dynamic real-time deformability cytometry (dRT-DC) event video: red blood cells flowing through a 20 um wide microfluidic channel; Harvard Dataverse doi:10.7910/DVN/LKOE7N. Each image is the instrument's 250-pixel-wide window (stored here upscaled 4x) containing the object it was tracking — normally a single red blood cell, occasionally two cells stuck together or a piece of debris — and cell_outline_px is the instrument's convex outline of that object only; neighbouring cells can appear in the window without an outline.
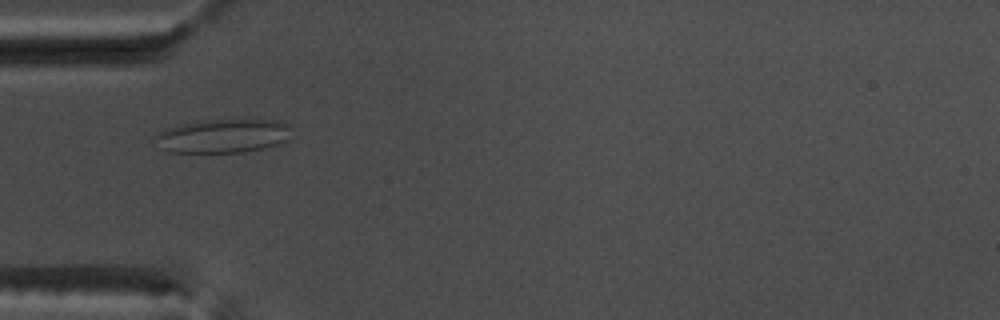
{"species": "common noctule bat (a hibernating species)", "species_latin": "Nyctalus noctula", "temperature_condition": "warm", "stored_images_in_passage": 39, "camera_frame_rate_fps": 3000, "um_per_image_px": 0.085, "animal": {"sex": "male", "body_mass_g": 17.5, "forearm_length_mm": 52.3}, "frame": {"image": 1, "passage_image": 2, "time_ms": 0.333, "image_size_px": [1000, 320], "cell_outline_px": [[288, 140], [264, 148], [240, 152], [168, 152], [160, 148], [156, 136], [164, 128], [184, 124], [208, 120], [276, 120], [288, 124]], "centroid_in_image_um": [18.94, 11.56], "position_along_channel_um": 66.1, "area_um2": 26.3}}
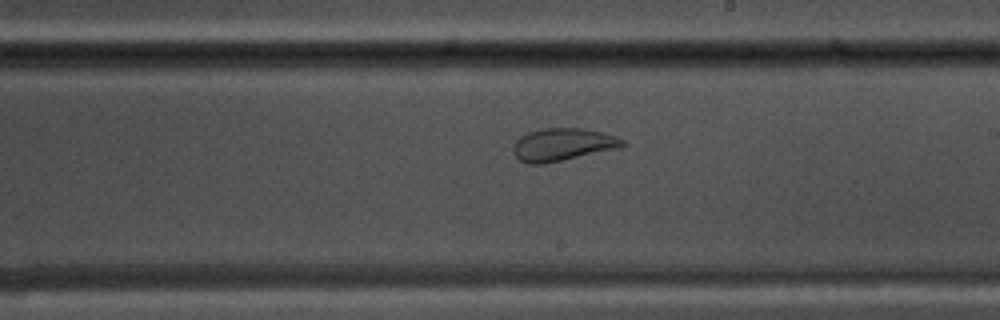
{"frame": {"image": 2, "passage_image": 16, "time_ms": 5.0, "image_size_px": [1000, 320], "cell_outline_px": [[628, 144], [620, 148], [544, 164], [528, 164], [520, 160], [512, 152], [512, 148], [516, 140], [520, 136], [528, 132], [544, 128], [584, 128], [604, 132], [616, 136], [624, 140]], "centroid_in_image_um": [47.85, 12.28], "position_along_channel_um": 241.2, "area_um2": 21.04}}
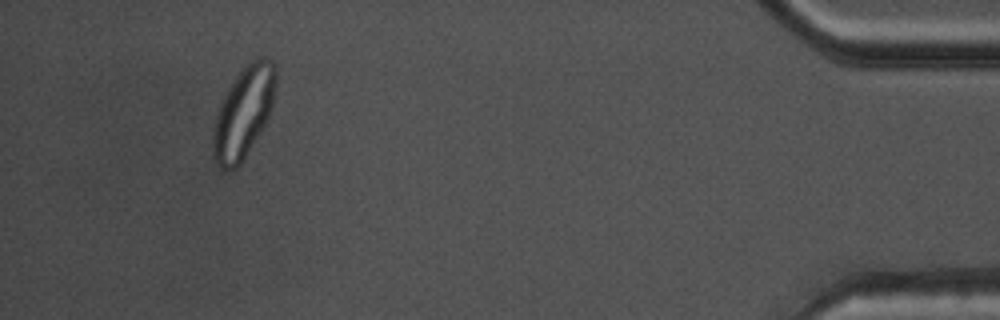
{"frame": {"image": 3, "passage_image": 35, "time_ms": 11.333, "image_size_px": [1000, 320], "cell_outline_px": [[276, 80], [272, 108], [260, 132], [240, 164], [232, 172], [228, 172], [220, 168], [216, 164], [212, 156], [212, 132], [216, 116], [220, 104], [228, 88], [236, 76], [256, 56], [264, 56], [272, 60], [276, 68]], "centroid_in_image_um": [20.69, 9.58], "position_along_channel_um": 414.5, "area_um2": 33.41}}